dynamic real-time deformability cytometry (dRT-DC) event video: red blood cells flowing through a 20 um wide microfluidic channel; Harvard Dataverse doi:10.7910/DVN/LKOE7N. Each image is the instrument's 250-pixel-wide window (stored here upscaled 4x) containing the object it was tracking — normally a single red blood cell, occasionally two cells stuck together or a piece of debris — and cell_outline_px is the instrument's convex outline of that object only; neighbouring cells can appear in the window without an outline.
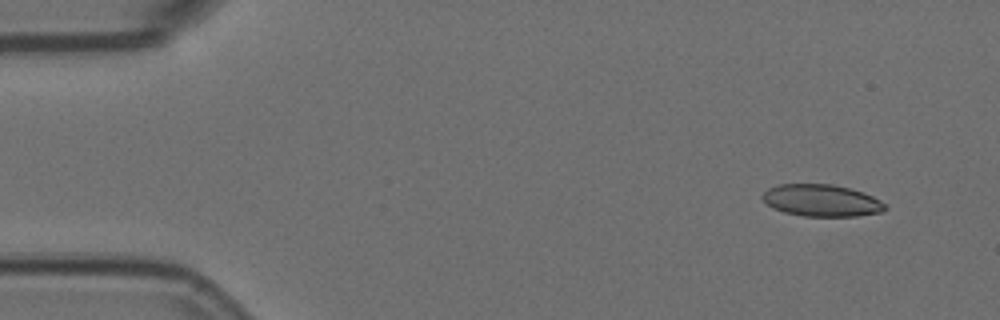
{"species": "Egyptian fruit bat (a non-hibernating species)", "species_latin": "Rousettus aegyptiacus", "temperature_condition": "room temperature", "stored_images_in_passage": 4, "camera_frame_rate_fps": 3000, "um_per_image_px": 0.085, "animal": {"sex": "female"}, "frame": {"image": 1, "passage_image": 1, "time_ms": 0.0, "image_size_px": [1000, 320], "cell_outline_px": [[888, 208], [884, 212], [856, 216], [804, 216], [784, 212], [772, 208], [760, 196], [768, 188], [776, 184], [832, 184], [864, 192], [888, 204]], "centroid_in_image_um": [69.86, 17.04], "position_along_channel_um": 15.1, "area_um2": 23.06}}
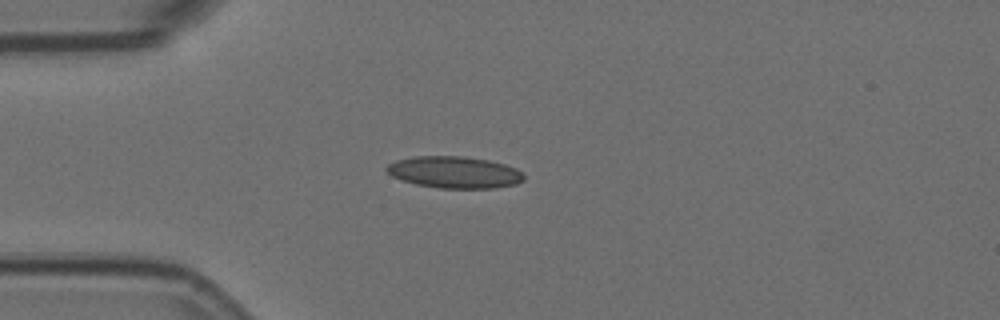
{"frame": {"image": 2, "passage_image": 4, "time_ms": 1.0, "image_size_px": [1000, 320], "cell_outline_px": [[524, 180], [516, 184], [496, 188], [440, 188], [416, 184], [392, 176], [384, 168], [388, 164], [396, 160], [412, 156], [464, 156], [488, 160], [504, 164], [516, 168], [524, 176]], "centroid_in_image_um": [38.62, 14.64], "position_along_channel_um": 46.4, "area_um2": 25.37}}